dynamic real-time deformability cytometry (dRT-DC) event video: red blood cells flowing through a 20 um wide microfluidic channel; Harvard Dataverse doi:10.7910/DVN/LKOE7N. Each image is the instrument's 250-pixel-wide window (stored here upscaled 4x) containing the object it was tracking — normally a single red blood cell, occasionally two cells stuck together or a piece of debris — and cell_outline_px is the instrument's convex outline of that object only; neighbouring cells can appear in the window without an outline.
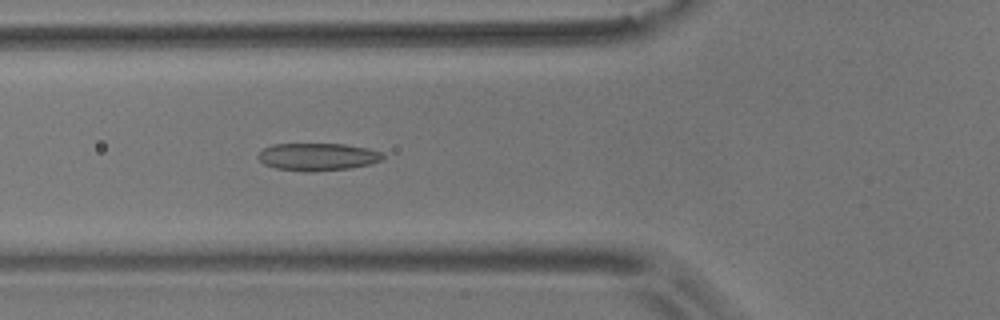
{"species": "common noctule bat (a hibernating species)", "species_latin": "Nyctalus noctula", "temperature_condition": "room temperature", "stored_images_in_passage": 55, "camera_frame_rate_fps": 3000, "um_per_image_px": 0.085, "animal": {"sex": "male", "body_mass_g": 17.9}, "frame": {"image": 1, "passage_image": 20, "time_ms": 6.333, "image_size_px": [1000, 320], "cell_outline_px": [[384, 156], [380, 160], [368, 164], [348, 168], [308, 172], [276, 168], [264, 164], [256, 156], [264, 148], [272, 144], [344, 144], [368, 148], [380, 152]], "centroid_in_image_um": [26.95, 13.32], "position_along_channel_um": 98.8, "area_um2": 19.77}}
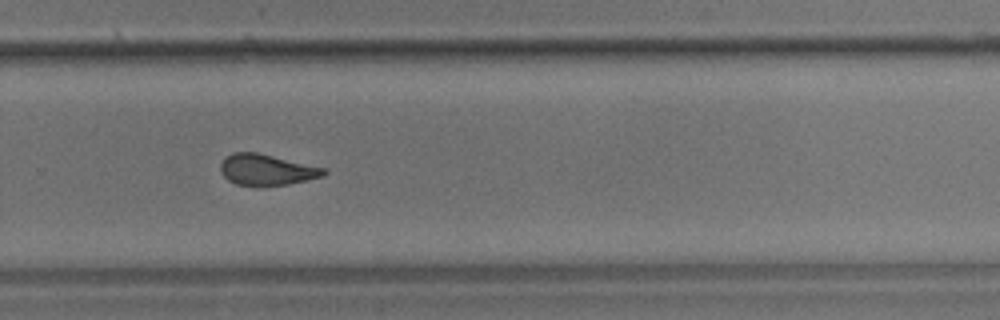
{"frame": {"image": 2, "passage_image": 37, "time_ms": 12.0, "image_size_px": [1000, 320], "cell_outline_px": [[328, 172], [324, 176], [288, 184], [264, 188], [260, 188], [236, 184], [228, 180], [220, 172], [220, 164], [224, 156], [232, 152], [256, 152], [324, 168]], "centroid_in_image_um": [22.61, 14.46], "position_along_channel_um": 307.2, "area_um2": 19.07}}
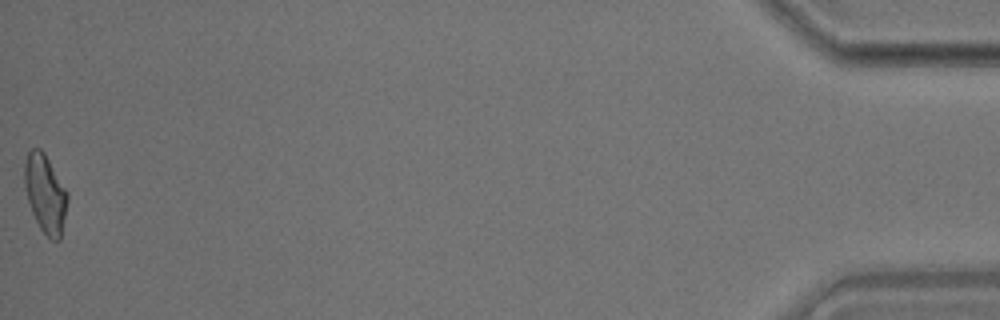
{"frame": {"image": 3, "passage_image": 55, "time_ms": 18.0, "image_size_px": [1000, 320], "cell_outline_px": [[68, 200], [60, 240], [52, 240], [40, 228], [32, 212], [24, 188], [24, 160], [28, 152], [32, 148], [40, 148], [44, 152], [68, 192]], "centroid_in_image_um": [3.84, 16.43], "position_along_channel_um": 431.4, "area_um2": 19.59}, "authors_computed_cell_mechanics": {"area_um2": 19.5942, "velocity_mm_per_s": 3.678, "shape_relaxation_time_tau1_ms": null, "shape_relaxation_time_tau2_ms": 2.1294, "deformation_change_tau1": null, "deformation_change_tau2": 0.0967}}